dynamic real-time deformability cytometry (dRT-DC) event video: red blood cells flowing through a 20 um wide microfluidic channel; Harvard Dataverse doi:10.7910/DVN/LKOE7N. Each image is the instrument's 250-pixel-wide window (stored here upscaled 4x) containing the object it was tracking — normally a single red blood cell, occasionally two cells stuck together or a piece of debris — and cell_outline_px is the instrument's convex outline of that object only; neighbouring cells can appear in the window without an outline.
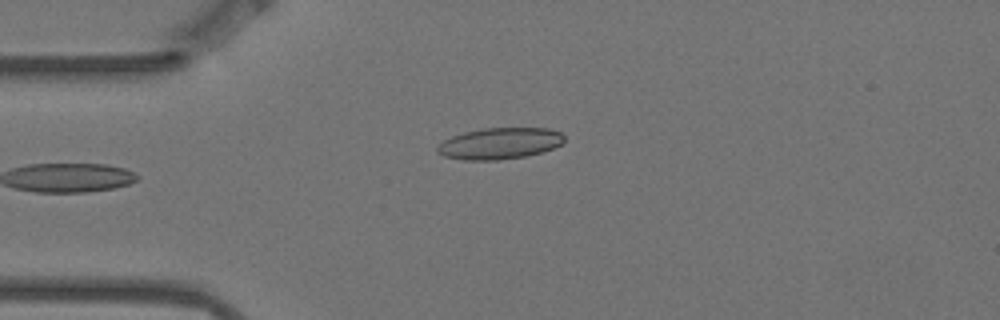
{"species": "Egyptian fruit bat (a non-hibernating species)", "species_latin": "Rousettus aegyptiacus", "temperature_condition": "warm", "stored_images_in_passage": 7, "camera_frame_rate_fps": 3000, "um_per_image_px": 0.085, "animal": {"sex": "female"}, "frame": {"image": 1, "passage_image": 1, "time_ms": 0.0, "image_size_px": [1000, 320], "cell_outline_px": [[564, 140], [560, 144], [552, 148], [540, 152], [524, 156], [500, 160], [464, 160], [444, 156], [436, 152], [436, 148], [444, 140], [452, 136], [464, 132], [484, 128], [548, 128], [560, 132], [564, 136]], "centroid_in_image_um": [42.44, 12.19], "position_along_channel_um": 42.6, "area_um2": 23.06}}
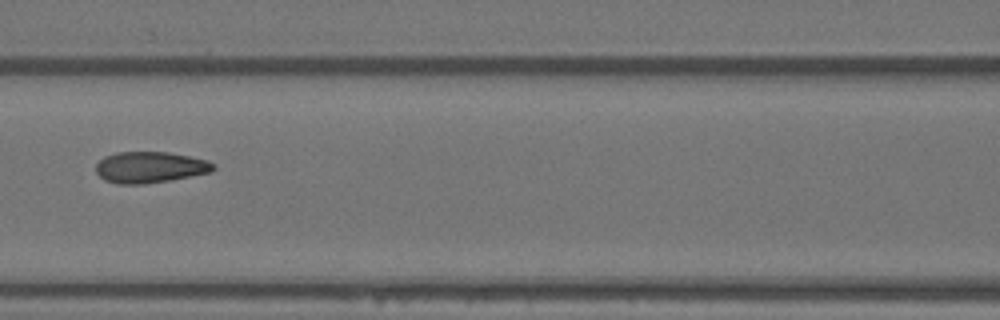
{"frame": {"image": 2, "passage_image": 4, "time_ms": 1.0, "image_size_px": [1000, 320], "cell_outline_px": [[216, 168], [212, 172], [168, 180], [144, 184], [116, 184], [104, 180], [96, 172], [96, 164], [104, 156], [116, 152], [168, 152], [208, 160], [216, 164]], "centroid_in_image_um": [12.75, 14.21], "position_along_channel_um": 153.9, "area_um2": 21.44}}
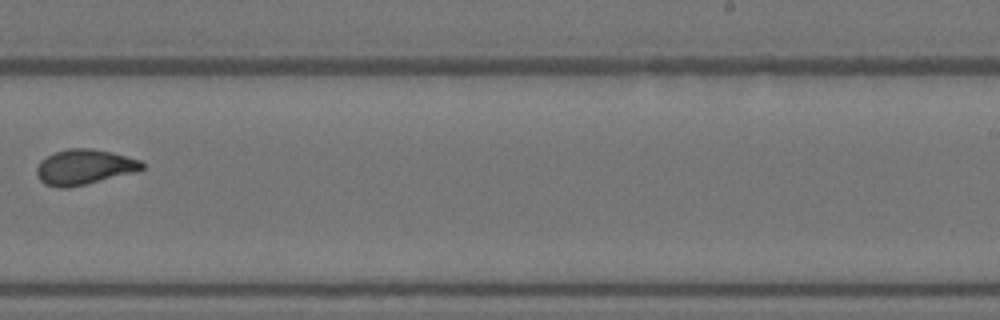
{"frame": {"image": 3, "passage_image": 7, "time_ms": 2.0, "image_size_px": [1000, 320], "cell_outline_px": [[144, 168], [136, 172], [68, 188], [56, 188], [44, 184], [40, 180], [36, 172], [36, 168], [40, 160], [56, 152], [68, 148], [92, 148], [112, 152], [140, 160], [144, 164]], "centroid_in_image_um": [7.15, 14.2], "position_along_channel_um": 281.9, "area_um2": 21.68}}